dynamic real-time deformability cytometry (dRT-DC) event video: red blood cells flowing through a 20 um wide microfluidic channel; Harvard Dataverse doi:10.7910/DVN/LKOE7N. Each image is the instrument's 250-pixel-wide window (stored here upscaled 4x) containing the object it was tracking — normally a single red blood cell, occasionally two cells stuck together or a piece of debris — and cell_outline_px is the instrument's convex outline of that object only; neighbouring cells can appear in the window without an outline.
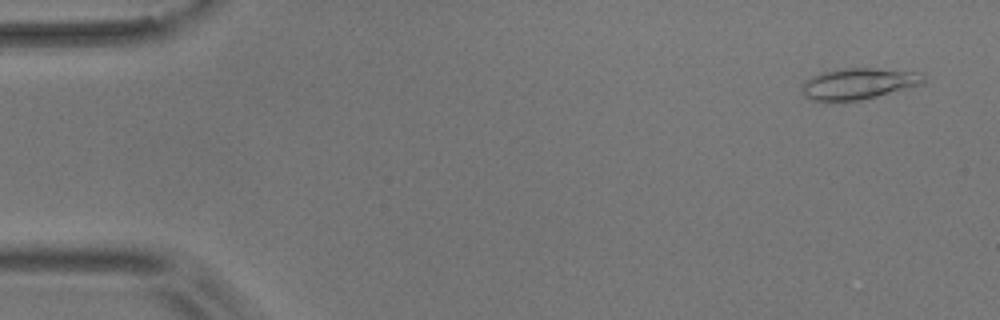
{"species": "common noctule bat (a hibernating species)", "species_latin": "Nyctalus noctula", "temperature_condition": "room temperature", "stored_images_in_passage": 50, "camera_frame_rate_fps": 3000, "um_per_image_px": 0.085, "animal": {"sex": "male", "body_mass_g": 17.9}, "frame": {"image": 1, "passage_image": 3, "time_ms": 0.667, "image_size_px": [1000, 320], "cell_outline_px": [[928, 76], [924, 84], [860, 100], [812, 100], [804, 96], [804, 84], [812, 76], [820, 72], [840, 68], [872, 68], [924, 72]], "centroid_in_image_um": [73.09, 7.08], "position_along_channel_um": 11.9, "area_um2": 22.02}}
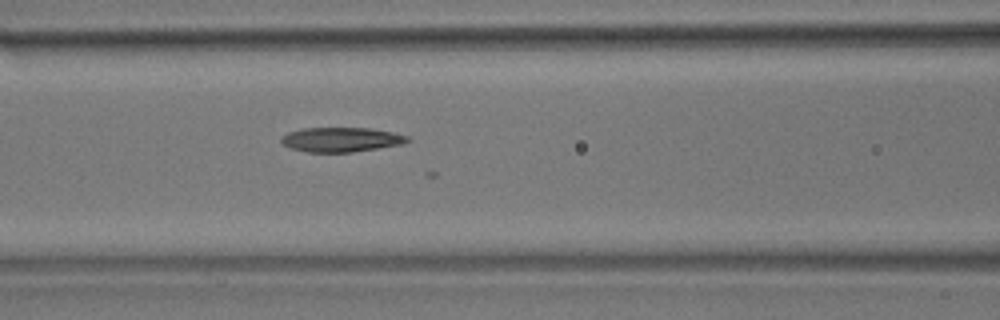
{"frame": {"image": 2, "passage_image": 23, "time_ms": 7.333, "image_size_px": [1000, 320], "cell_outline_px": [[412, 140], [400, 144], [352, 152], [308, 152], [292, 148], [284, 144], [280, 140], [280, 136], [288, 132], [304, 128], [368, 128], [392, 132], [408, 136]], "centroid_in_image_um": [28.98, 11.86], "position_along_channel_um": 137.6, "area_um2": 17.86}}
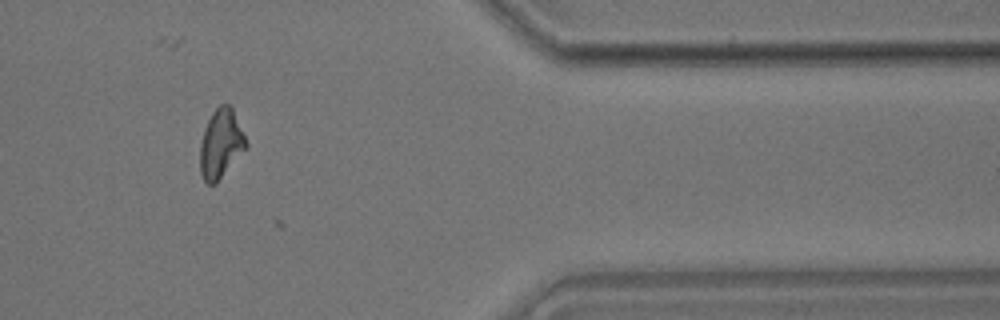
{"frame": {"image": 3, "passage_image": 46, "time_ms": 15.0, "image_size_px": [1000, 320], "cell_outline_px": [[248, 148], [216, 184], [208, 184], [204, 180], [200, 172], [200, 144], [204, 128], [212, 112], [220, 104], [228, 104], [232, 108], [248, 144]], "centroid_in_image_um": [18.78, 12.25], "position_along_channel_um": 392.6, "area_um2": 18.61}}